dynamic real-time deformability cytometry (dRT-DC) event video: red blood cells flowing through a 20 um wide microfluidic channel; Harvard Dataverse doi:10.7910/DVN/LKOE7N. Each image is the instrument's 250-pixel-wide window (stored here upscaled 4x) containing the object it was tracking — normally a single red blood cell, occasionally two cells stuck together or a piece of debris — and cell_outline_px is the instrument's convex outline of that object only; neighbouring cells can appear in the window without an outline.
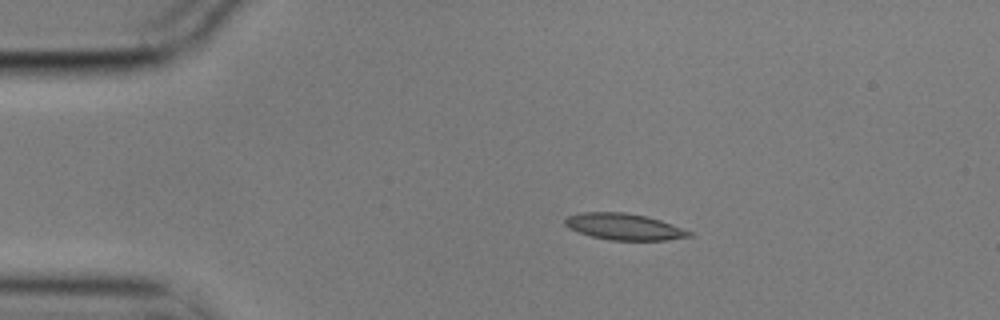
{"species": "common noctule bat (a hibernating species)", "species_latin": "Nyctalus noctula", "temperature_condition": "cold", "stored_images_in_passage": 13, "camera_frame_rate_fps": 3000, "um_per_image_px": 0.085, "animal": {"sex": "male", "body_mass_g": 17.9}, "frame": {"image": 1, "passage_image": 1, "time_ms": 0.0, "image_size_px": [1000, 320], "cell_outline_px": [[692, 236], [668, 240], [612, 240], [592, 236], [568, 228], [564, 224], [564, 220], [568, 216], [584, 212], [624, 212], [648, 216], [672, 224], [692, 232]], "centroid_in_image_um": [53.06, 19.26], "position_along_channel_um": 31.9, "area_um2": 19.02}}
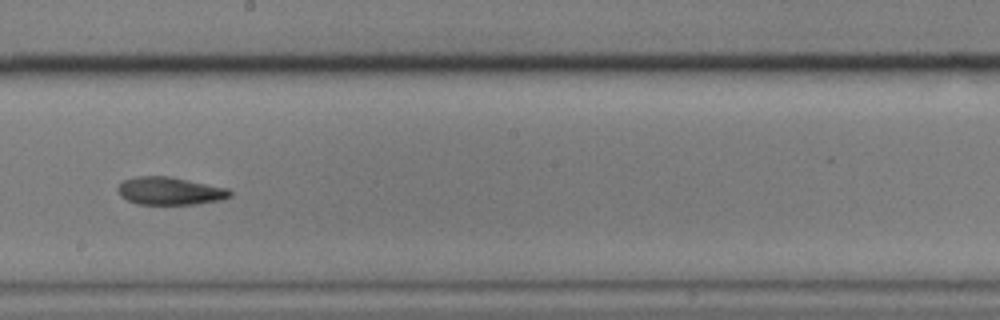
{"frame": {"image": 2, "passage_image": 7, "time_ms": 2.0, "image_size_px": [1000, 320], "cell_outline_px": [[232, 196], [220, 200], [196, 204], [136, 204], [120, 196], [116, 188], [124, 180], [136, 176], [168, 176], [228, 188], [232, 192]], "centroid_in_image_um": [14.43, 16.23], "position_along_channel_um": 233.8, "area_um2": 18.15}}
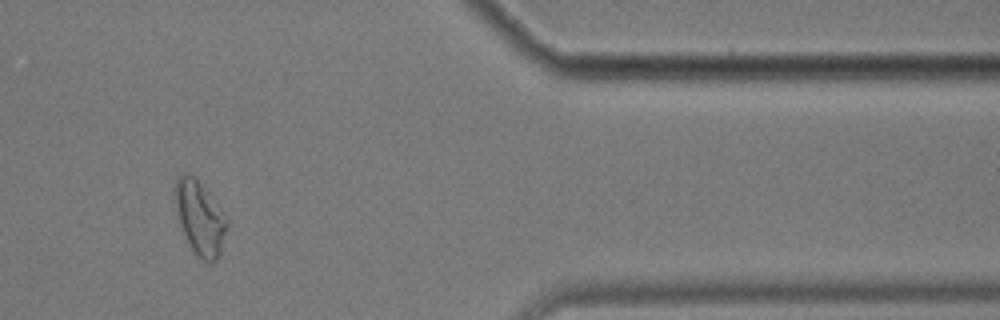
{"frame": {"image": 3, "passage_image": 11, "time_ms": 3.333, "image_size_px": [1000, 320], "cell_outline_px": [[228, 228], [220, 252], [216, 260], [212, 264], [204, 260], [192, 248], [180, 224], [176, 212], [172, 192], [176, 180], [180, 172], [188, 172], [196, 176], [208, 192], [228, 220]], "centroid_in_image_um": [16.96, 18.43], "position_along_channel_um": 394.4, "area_um2": 22.43}}